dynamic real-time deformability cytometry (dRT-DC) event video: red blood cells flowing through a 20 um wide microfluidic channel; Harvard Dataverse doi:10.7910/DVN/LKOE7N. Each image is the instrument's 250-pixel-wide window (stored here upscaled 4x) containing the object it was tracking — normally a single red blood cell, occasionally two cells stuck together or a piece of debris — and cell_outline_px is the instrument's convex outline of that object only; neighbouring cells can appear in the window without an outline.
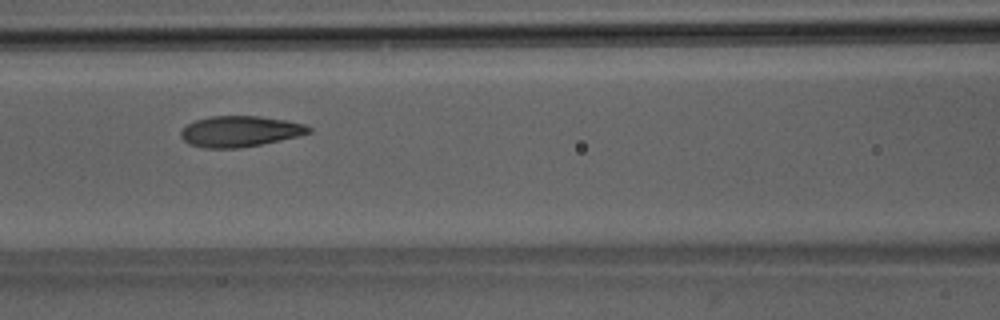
{"species": "Egyptian fruit bat (a non-hibernating species)", "species_latin": "Rousettus aegyptiacus", "temperature_condition": "room temperature", "stored_images_in_passage": 48, "camera_frame_rate_fps": 3000, "um_per_image_px": 0.085, "animal": {"sex": "male"}, "frame": {"image": 1, "passage_image": 20, "time_ms": 6.333, "image_size_px": [1000, 320], "cell_outline_px": [[312, 132], [280, 140], [260, 144], [236, 148], [204, 148], [188, 144], [180, 136], [180, 132], [188, 124], [196, 120], [212, 116], [260, 116], [284, 120], [304, 124], [312, 128]], "centroid_in_image_um": [20.38, 11.16], "position_along_channel_um": 146.2, "area_um2": 22.77}}
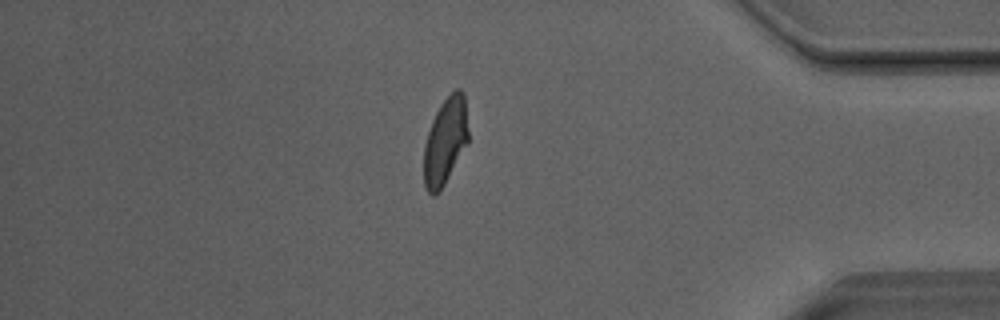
{"frame": {"image": 2, "passage_image": 41, "time_ms": 13.333, "image_size_px": [1000, 320], "cell_outline_px": [[468, 144], [440, 192], [436, 196], [432, 196], [428, 192], [424, 184], [424, 144], [432, 120], [440, 104], [456, 88], [460, 88], [464, 92], [468, 132]], "centroid_in_image_um": [37.85, 12.03], "position_along_channel_um": 397.3, "area_um2": 22.72}}
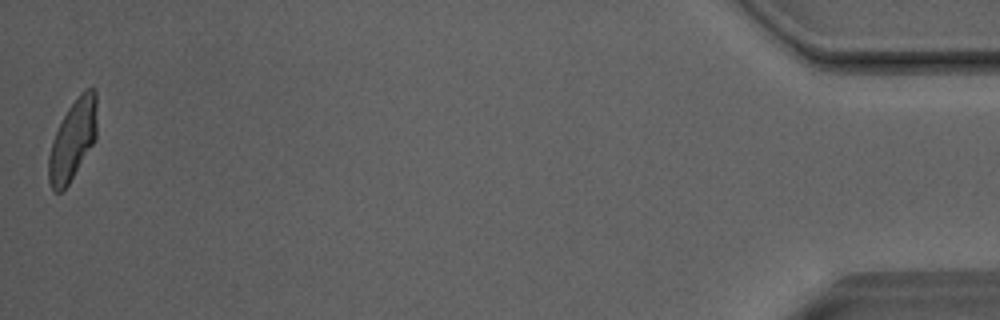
{"frame": {"image": 3, "passage_image": 48, "time_ms": 15.667, "image_size_px": [1000, 320], "cell_outline_px": [[96, 140], [68, 184], [60, 192], [52, 192], [48, 180], [48, 156], [52, 140], [68, 108], [80, 92], [88, 88], [92, 88], [96, 92]], "centroid_in_image_um": [6.17, 11.91], "position_along_channel_um": 429.0, "area_um2": 22.48}, "authors_computed_cell_mechanics": {"area_um2": 23.3512, "velocity_mm_per_s": 4.0351, "shape_relaxation_time_tau1_ms": 4.0139, "shape_relaxation_time_tau2_ms": 1.0718, "deformation_change_tau1": 0.1518, "deformation_change_tau2": 0.0735}}